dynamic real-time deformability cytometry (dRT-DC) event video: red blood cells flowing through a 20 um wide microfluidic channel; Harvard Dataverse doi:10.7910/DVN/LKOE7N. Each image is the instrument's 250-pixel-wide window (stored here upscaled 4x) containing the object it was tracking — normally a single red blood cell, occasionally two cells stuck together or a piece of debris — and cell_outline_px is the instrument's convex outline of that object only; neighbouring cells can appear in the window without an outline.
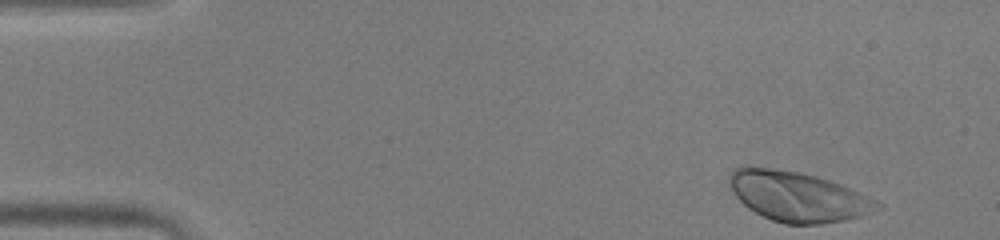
{"species": "human", "species_latin": "Homo sapiens", "temperature_condition": "warm", "stored_images_in_passage": 44, "camera_frame_rate_fps": 3000, "um_per_image_px": 0.085, "donor": {"sex": "male"}, "frame": {"image": 1, "passage_image": 1, "time_ms": 0.0, "image_size_px": [1000, 240], "cell_outline_px": [[884, 208], [864, 216], [848, 220], [820, 224], [784, 224], [772, 220], [748, 208], [732, 192], [728, 184], [728, 176], [736, 168], [744, 164], [752, 164], [800, 172], [816, 176], [840, 184], [860, 192], [884, 204]], "centroid_in_image_um": [67.82, 16.68], "position_along_channel_um": 17.2, "area_um2": 43.81}}
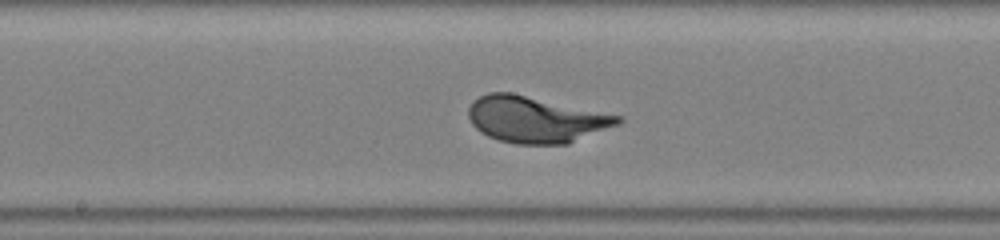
{"frame": {"image": 2, "passage_image": 22, "time_ms": 7.0, "image_size_px": [1000, 240], "cell_outline_px": [[624, 120], [620, 124], [568, 144], [516, 144], [500, 140], [488, 136], [480, 132], [472, 124], [468, 116], [468, 108], [480, 96], [488, 92], [512, 92], [624, 116]], "centroid_in_image_um": [45.58, 10.15], "position_along_channel_um": 202.6, "area_um2": 40.58}}
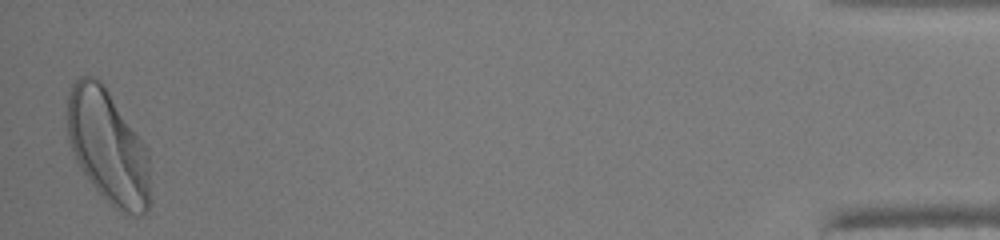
{"frame": {"image": 3, "passage_image": 44, "time_ms": 14.333, "image_size_px": [1000, 240], "cell_outline_px": [[152, 200], [144, 216], [136, 216], [124, 212], [116, 208], [92, 184], [80, 168], [76, 160], [68, 140], [68, 88], [80, 76], [96, 76], [100, 80], [144, 144], [148, 152]], "centroid_in_image_um": [9.2, 12.5], "position_along_channel_um": 426.0, "area_um2": 54.74}}